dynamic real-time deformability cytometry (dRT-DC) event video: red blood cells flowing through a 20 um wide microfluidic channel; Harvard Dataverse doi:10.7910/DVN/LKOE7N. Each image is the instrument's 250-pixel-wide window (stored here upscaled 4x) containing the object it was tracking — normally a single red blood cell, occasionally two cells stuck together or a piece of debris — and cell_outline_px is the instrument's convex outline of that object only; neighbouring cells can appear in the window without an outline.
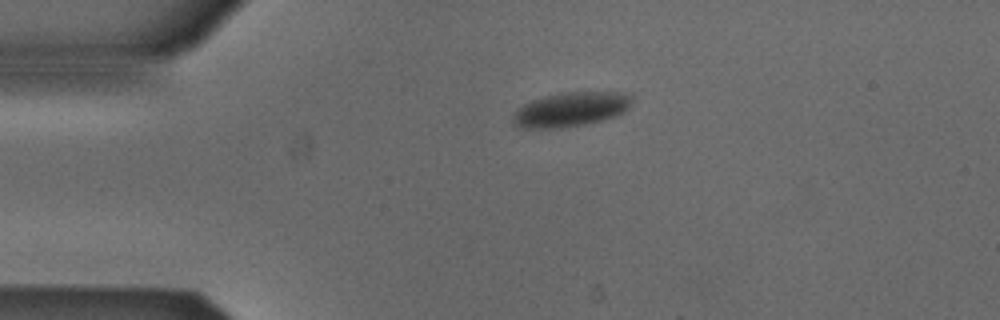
{"species": "Egyptian fruit bat (a non-hibernating species)", "species_latin": "Rousettus aegyptiacus", "temperature_condition": "cold", "stored_images_in_passage": 2, "camera_frame_rate_fps": 3000, "um_per_image_px": 0.085, "animal": {"sex": "male"}, "frame": {"image": 1, "passage_image": 1, "time_ms": 0.0, "image_size_px": [1000, 320], "cell_outline_px": [[636, 96], [632, 104], [624, 112], [616, 116], [584, 124], [560, 128], [520, 128], [512, 124], [512, 116], [524, 104], [532, 100], [544, 96], [564, 92], [632, 92]], "centroid_in_image_um": [48.59, 9.28], "position_along_channel_um": 36.4, "area_um2": 24.16}}